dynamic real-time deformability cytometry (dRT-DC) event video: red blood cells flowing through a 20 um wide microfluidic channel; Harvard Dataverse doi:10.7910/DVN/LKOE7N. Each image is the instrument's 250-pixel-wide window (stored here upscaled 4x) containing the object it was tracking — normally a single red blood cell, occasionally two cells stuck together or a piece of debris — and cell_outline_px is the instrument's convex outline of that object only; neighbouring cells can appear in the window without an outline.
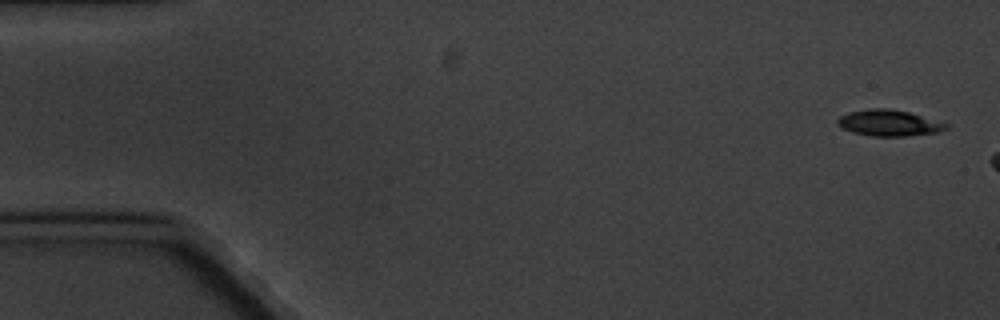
{"species": "common noctule bat (a hibernating species)", "species_latin": "Nyctalus noctula", "temperature_condition": "cold", "stored_images_in_passage": 3, "camera_frame_rate_fps": 3000, "um_per_image_px": 0.085, "animal": {"sex": "male", "body_mass_g": 20.1, "forearm_length_mm": 53.5}, "frame": {"image": 1, "passage_image": 1, "time_ms": 0.0, "image_size_px": [1000, 320], "cell_outline_px": [[948, 128], [936, 132], [904, 136], [872, 136], [852, 132], [836, 124], [836, 120], [840, 116], [848, 112], [868, 108], [888, 108], [908, 112], [948, 124]], "centroid_in_image_um": [75.5, 10.44], "position_along_channel_um": 9.5, "area_um2": 16.36}}